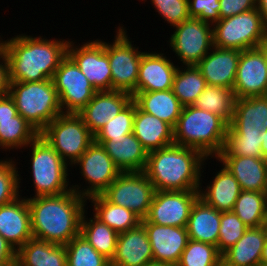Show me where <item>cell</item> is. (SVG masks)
I'll return each instance as SVG.
<instances>
[{"label": "cell", "instance_id": "cell-1", "mask_svg": "<svg viewBox=\"0 0 267 266\" xmlns=\"http://www.w3.org/2000/svg\"><path fill=\"white\" fill-rule=\"evenodd\" d=\"M86 202L74 190L57 196L28 197L33 237L65 246L80 234Z\"/></svg>", "mask_w": 267, "mask_h": 266}, {"label": "cell", "instance_id": "cell-2", "mask_svg": "<svg viewBox=\"0 0 267 266\" xmlns=\"http://www.w3.org/2000/svg\"><path fill=\"white\" fill-rule=\"evenodd\" d=\"M68 44L69 39H46L25 34L5 40L4 54L9 65L10 81L52 79L61 61L67 56Z\"/></svg>", "mask_w": 267, "mask_h": 266}, {"label": "cell", "instance_id": "cell-3", "mask_svg": "<svg viewBox=\"0 0 267 266\" xmlns=\"http://www.w3.org/2000/svg\"><path fill=\"white\" fill-rule=\"evenodd\" d=\"M208 159L196 149L172 144L149 152L143 172L156 191L199 190Z\"/></svg>", "mask_w": 267, "mask_h": 266}, {"label": "cell", "instance_id": "cell-4", "mask_svg": "<svg viewBox=\"0 0 267 266\" xmlns=\"http://www.w3.org/2000/svg\"><path fill=\"white\" fill-rule=\"evenodd\" d=\"M228 123L219 115L184 106L173 128L174 144L200 151L206 158H216L223 150Z\"/></svg>", "mask_w": 267, "mask_h": 266}, {"label": "cell", "instance_id": "cell-5", "mask_svg": "<svg viewBox=\"0 0 267 266\" xmlns=\"http://www.w3.org/2000/svg\"><path fill=\"white\" fill-rule=\"evenodd\" d=\"M9 96L15 107L39 133L62 114L52 79L33 82L10 81Z\"/></svg>", "mask_w": 267, "mask_h": 266}, {"label": "cell", "instance_id": "cell-6", "mask_svg": "<svg viewBox=\"0 0 267 266\" xmlns=\"http://www.w3.org/2000/svg\"><path fill=\"white\" fill-rule=\"evenodd\" d=\"M28 146L32 150L30 168L35 188L33 197L57 196L71 191L68 164L50 144L38 135Z\"/></svg>", "mask_w": 267, "mask_h": 266}, {"label": "cell", "instance_id": "cell-7", "mask_svg": "<svg viewBox=\"0 0 267 266\" xmlns=\"http://www.w3.org/2000/svg\"><path fill=\"white\" fill-rule=\"evenodd\" d=\"M60 157L71 166L94 142V135L75 113H62L40 133Z\"/></svg>", "mask_w": 267, "mask_h": 266}, {"label": "cell", "instance_id": "cell-8", "mask_svg": "<svg viewBox=\"0 0 267 266\" xmlns=\"http://www.w3.org/2000/svg\"><path fill=\"white\" fill-rule=\"evenodd\" d=\"M266 40L267 28L257 8L213 25V46L218 48L244 51L260 47Z\"/></svg>", "mask_w": 267, "mask_h": 266}, {"label": "cell", "instance_id": "cell-9", "mask_svg": "<svg viewBox=\"0 0 267 266\" xmlns=\"http://www.w3.org/2000/svg\"><path fill=\"white\" fill-rule=\"evenodd\" d=\"M113 42H104L109 58L112 77V90H121L132 94L137 92L139 64L144 52L132 45L127 31L118 26Z\"/></svg>", "mask_w": 267, "mask_h": 266}, {"label": "cell", "instance_id": "cell-10", "mask_svg": "<svg viewBox=\"0 0 267 266\" xmlns=\"http://www.w3.org/2000/svg\"><path fill=\"white\" fill-rule=\"evenodd\" d=\"M79 165L81 176L86 180L87 188H81V184L72 185V190L80 196L89 197L102 194L109 185L122 173L107 154L105 149L93 142L81 157L72 164L71 168ZM80 189V190H79Z\"/></svg>", "mask_w": 267, "mask_h": 266}, {"label": "cell", "instance_id": "cell-11", "mask_svg": "<svg viewBox=\"0 0 267 266\" xmlns=\"http://www.w3.org/2000/svg\"><path fill=\"white\" fill-rule=\"evenodd\" d=\"M155 188L142 172H122L102 193L111 203L130 209L144 219L152 203Z\"/></svg>", "mask_w": 267, "mask_h": 266}, {"label": "cell", "instance_id": "cell-12", "mask_svg": "<svg viewBox=\"0 0 267 266\" xmlns=\"http://www.w3.org/2000/svg\"><path fill=\"white\" fill-rule=\"evenodd\" d=\"M169 44L183 66L197 65L213 48V25L188 18L174 26Z\"/></svg>", "mask_w": 267, "mask_h": 266}, {"label": "cell", "instance_id": "cell-13", "mask_svg": "<svg viewBox=\"0 0 267 266\" xmlns=\"http://www.w3.org/2000/svg\"><path fill=\"white\" fill-rule=\"evenodd\" d=\"M52 81L63 113L78 114L97 92L68 55L61 61Z\"/></svg>", "mask_w": 267, "mask_h": 266}, {"label": "cell", "instance_id": "cell-14", "mask_svg": "<svg viewBox=\"0 0 267 266\" xmlns=\"http://www.w3.org/2000/svg\"><path fill=\"white\" fill-rule=\"evenodd\" d=\"M199 198V190L155 191L147 216L141 221L187 227L190 211Z\"/></svg>", "mask_w": 267, "mask_h": 266}, {"label": "cell", "instance_id": "cell-15", "mask_svg": "<svg viewBox=\"0 0 267 266\" xmlns=\"http://www.w3.org/2000/svg\"><path fill=\"white\" fill-rule=\"evenodd\" d=\"M69 41L67 55L76 63L96 91H111L112 77L104 41H87L80 47Z\"/></svg>", "mask_w": 267, "mask_h": 266}, {"label": "cell", "instance_id": "cell-16", "mask_svg": "<svg viewBox=\"0 0 267 266\" xmlns=\"http://www.w3.org/2000/svg\"><path fill=\"white\" fill-rule=\"evenodd\" d=\"M233 93L236 99L267 95V60L261 46L241 51Z\"/></svg>", "mask_w": 267, "mask_h": 266}, {"label": "cell", "instance_id": "cell-17", "mask_svg": "<svg viewBox=\"0 0 267 266\" xmlns=\"http://www.w3.org/2000/svg\"><path fill=\"white\" fill-rule=\"evenodd\" d=\"M141 223L152 247L153 261L176 266L189 240L187 227L164 226L149 221Z\"/></svg>", "mask_w": 267, "mask_h": 266}, {"label": "cell", "instance_id": "cell-18", "mask_svg": "<svg viewBox=\"0 0 267 266\" xmlns=\"http://www.w3.org/2000/svg\"><path fill=\"white\" fill-rule=\"evenodd\" d=\"M132 100V94L125 91H97L78 115L92 134L95 135Z\"/></svg>", "mask_w": 267, "mask_h": 266}, {"label": "cell", "instance_id": "cell-19", "mask_svg": "<svg viewBox=\"0 0 267 266\" xmlns=\"http://www.w3.org/2000/svg\"><path fill=\"white\" fill-rule=\"evenodd\" d=\"M240 55L239 50L213 46L196 67L207 85L233 89Z\"/></svg>", "mask_w": 267, "mask_h": 266}, {"label": "cell", "instance_id": "cell-20", "mask_svg": "<svg viewBox=\"0 0 267 266\" xmlns=\"http://www.w3.org/2000/svg\"><path fill=\"white\" fill-rule=\"evenodd\" d=\"M0 235L16 251L33 237L30 209L25 196L0 206Z\"/></svg>", "mask_w": 267, "mask_h": 266}, {"label": "cell", "instance_id": "cell-21", "mask_svg": "<svg viewBox=\"0 0 267 266\" xmlns=\"http://www.w3.org/2000/svg\"><path fill=\"white\" fill-rule=\"evenodd\" d=\"M164 53L144 52L139 64L137 92L164 91L172 89L178 69ZM172 61V62H171Z\"/></svg>", "mask_w": 267, "mask_h": 266}, {"label": "cell", "instance_id": "cell-22", "mask_svg": "<svg viewBox=\"0 0 267 266\" xmlns=\"http://www.w3.org/2000/svg\"><path fill=\"white\" fill-rule=\"evenodd\" d=\"M152 261V247L142 223L118 235L110 266H144Z\"/></svg>", "mask_w": 267, "mask_h": 266}, {"label": "cell", "instance_id": "cell-23", "mask_svg": "<svg viewBox=\"0 0 267 266\" xmlns=\"http://www.w3.org/2000/svg\"><path fill=\"white\" fill-rule=\"evenodd\" d=\"M94 142L105 149L121 172L144 171L148 153L133 132L111 140H94Z\"/></svg>", "mask_w": 267, "mask_h": 266}, {"label": "cell", "instance_id": "cell-24", "mask_svg": "<svg viewBox=\"0 0 267 266\" xmlns=\"http://www.w3.org/2000/svg\"><path fill=\"white\" fill-rule=\"evenodd\" d=\"M133 133L147 153L174 144L173 127L142 111L136 102Z\"/></svg>", "mask_w": 267, "mask_h": 266}, {"label": "cell", "instance_id": "cell-25", "mask_svg": "<svg viewBox=\"0 0 267 266\" xmlns=\"http://www.w3.org/2000/svg\"><path fill=\"white\" fill-rule=\"evenodd\" d=\"M232 173L244 191L264 192L267 162L250 156H217Z\"/></svg>", "mask_w": 267, "mask_h": 266}, {"label": "cell", "instance_id": "cell-26", "mask_svg": "<svg viewBox=\"0 0 267 266\" xmlns=\"http://www.w3.org/2000/svg\"><path fill=\"white\" fill-rule=\"evenodd\" d=\"M267 235V225L250 227L222 256L227 266H259Z\"/></svg>", "mask_w": 267, "mask_h": 266}, {"label": "cell", "instance_id": "cell-27", "mask_svg": "<svg viewBox=\"0 0 267 266\" xmlns=\"http://www.w3.org/2000/svg\"><path fill=\"white\" fill-rule=\"evenodd\" d=\"M221 165L222 169L215 174L213 182L211 181L206 189H202L201 180L199 198L219 212H230L233 211L242 189L227 167L223 163Z\"/></svg>", "mask_w": 267, "mask_h": 266}, {"label": "cell", "instance_id": "cell-28", "mask_svg": "<svg viewBox=\"0 0 267 266\" xmlns=\"http://www.w3.org/2000/svg\"><path fill=\"white\" fill-rule=\"evenodd\" d=\"M228 128L232 132L267 130V95L236 99L234 116Z\"/></svg>", "mask_w": 267, "mask_h": 266}, {"label": "cell", "instance_id": "cell-29", "mask_svg": "<svg viewBox=\"0 0 267 266\" xmlns=\"http://www.w3.org/2000/svg\"><path fill=\"white\" fill-rule=\"evenodd\" d=\"M220 218L221 212L198 198L191 208L188 219L189 239L213 244L218 249Z\"/></svg>", "mask_w": 267, "mask_h": 266}, {"label": "cell", "instance_id": "cell-30", "mask_svg": "<svg viewBox=\"0 0 267 266\" xmlns=\"http://www.w3.org/2000/svg\"><path fill=\"white\" fill-rule=\"evenodd\" d=\"M16 266H67L66 248L32 237L17 251Z\"/></svg>", "mask_w": 267, "mask_h": 266}, {"label": "cell", "instance_id": "cell-31", "mask_svg": "<svg viewBox=\"0 0 267 266\" xmlns=\"http://www.w3.org/2000/svg\"><path fill=\"white\" fill-rule=\"evenodd\" d=\"M133 100L144 112L154 115L175 127L182 112L183 105L174 95L172 89L152 92H136Z\"/></svg>", "mask_w": 267, "mask_h": 266}, {"label": "cell", "instance_id": "cell-32", "mask_svg": "<svg viewBox=\"0 0 267 266\" xmlns=\"http://www.w3.org/2000/svg\"><path fill=\"white\" fill-rule=\"evenodd\" d=\"M94 205L93 216L118 234L131 230L141 223V218L130 209L109 202L102 194L88 198Z\"/></svg>", "mask_w": 267, "mask_h": 266}, {"label": "cell", "instance_id": "cell-33", "mask_svg": "<svg viewBox=\"0 0 267 266\" xmlns=\"http://www.w3.org/2000/svg\"><path fill=\"white\" fill-rule=\"evenodd\" d=\"M85 210L81 219L80 234L89 244L110 262L116 252L118 233L95 216L86 218Z\"/></svg>", "mask_w": 267, "mask_h": 266}, {"label": "cell", "instance_id": "cell-34", "mask_svg": "<svg viewBox=\"0 0 267 266\" xmlns=\"http://www.w3.org/2000/svg\"><path fill=\"white\" fill-rule=\"evenodd\" d=\"M235 101L233 89L207 85L193 105L219 115L230 124L234 116Z\"/></svg>", "mask_w": 267, "mask_h": 266}, {"label": "cell", "instance_id": "cell-35", "mask_svg": "<svg viewBox=\"0 0 267 266\" xmlns=\"http://www.w3.org/2000/svg\"><path fill=\"white\" fill-rule=\"evenodd\" d=\"M233 212L249 228L267 225V196L264 192L242 190Z\"/></svg>", "mask_w": 267, "mask_h": 266}, {"label": "cell", "instance_id": "cell-36", "mask_svg": "<svg viewBox=\"0 0 267 266\" xmlns=\"http://www.w3.org/2000/svg\"><path fill=\"white\" fill-rule=\"evenodd\" d=\"M183 67H178L175 73L172 91L183 106H189L195 103L207 84L196 65Z\"/></svg>", "mask_w": 267, "mask_h": 266}, {"label": "cell", "instance_id": "cell-37", "mask_svg": "<svg viewBox=\"0 0 267 266\" xmlns=\"http://www.w3.org/2000/svg\"><path fill=\"white\" fill-rule=\"evenodd\" d=\"M39 132L20 114L11 119L0 120V149L26 148Z\"/></svg>", "mask_w": 267, "mask_h": 266}, {"label": "cell", "instance_id": "cell-38", "mask_svg": "<svg viewBox=\"0 0 267 266\" xmlns=\"http://www.w3.org/2000/svg\"><path fill=\"white\" fill-rule=\"evenodd\" d=\"M262 132H232L227 129L223 150L218 156L262 158Z\"/></svg>", "mask_w": 267, "mask_h": 266}, {"label": "cell", "instance_id": "cell-39", "mask_svg": "<svg viewBox=\"0 0 267 266\" xmlns=\"http://www.w3.org/2000/svg\"><path fill=\"white\" fill-rule=\"evenodd\" d=\"M67 266H110V261L97 252L81 234L65 245Z\"/></svg>", "mask_w": 267, "mask_h": 266}, {"label": "cell", "instance_id": "cell-40", "mask_svg": "<svg viewBox=\"0 0 267 266\" xmlns=\"http://www.w3.org/2000/svg\"><path fill=\"white\" fill-rule=\"evenodd\" d=\"M221 262L217 246L189 239L176 266H218Z\"/></svg>", "mask_w": 267, "mask_h": 266}, {"label": "cell", "instance_id": "cell-41", "mask_svg": "<svg viewBox=\"0 0 267 266\" xmlns=\"http://www.w3.org/2000/svg\"><path fill=\"white\" fill-rule=\"evenodd\" d=\"M134 116L135 101L132 100L94 135V140H111L132 133Z\"/></svg>", "mask_w": 267, "mask_h": 266}, {"label": "cell", "instance_id": "cell-42", "mask_svg": "<svg viewBox=\"0 0 267 266\" xmlns=\"http://www.w3.org/2000/svg\"><path fill=\"white\" fill-rule=\"evenodd\" d=\"M8 159H0V206L11 203L21 196L19 188L22 179L18 174L19 168L13 158Z\"/></svg>", "mask_w": 267, "mask_h": 266}, {"label": "cell", "instance_id": "cell-43", "mask_svg": "<svg viewBox=\"0 0 267 266\" xmlns=\"http://www.w3.org/2000/svg\"><path fill=\"white\" fill-rule=\"evenodd\" d=\"M248 228L233 211L221 212L218 252L222 255L231 248Z\"/></svg>", "mask_w": 267, "mask_h": 266}, {"label": "cell", "instance_id": "cell-44", "mask_svg": "<svg viewBox=\"0 0 267 266\" xmlns=\"http://www.w3.org/2000/svg\"><path fill=\"white\" fill-rule=\"evenodd\" d=\"M151 2L160 17L170 23L169 26L174 27L190 18L188 0H151Z\"/></svg>", "mask_w": 267, "mask_h": 266}, {"label": "cell", "instance_id": "cell-45", "mask_svg": "<svg viewBox=\"0 0 267 266\" xmlns=\"http://www.w3.org/2000/svg\"><path fill=\"white\" fill-rule=\"evenodd\" d=\"M190 18H198L214 25L221 17L219 0H188Z\"/></svg>", "mask_w": 267, "mask_h": 266}, {"label": "cell", "instance_id": "cell-46", "mask_svg": "<svg viewBox=\"0 0 267 266\" xmlns=\"http://www.w3.org/2000/svg\"><path fill=\"white\" fill-rule=\"evenodd\" d=\"M221 19L231 17L256 8V0H219Z\"/></svg>", "mask_w": 267, "mask_h": 266}, {"label": "cell", "instance_id": "cell-47", "mask_svg": "<svg viewBox=\"0 0 267 266\" xmlns=\"http://www.w3.org/2000/svg\"><path fill=\"white\" fill-rule=\"evenodd\" d=\"M17 251L0 235V266H16Z\"/></svg>", "mask_w": 267, "mask_h": 266}, {"label": "cell", "instance_id": "cell-48", "mask_svg": "<svg viewBox=\"0 0 267 266\" xmlns=\"http://www.w3.org/2000/svg\"><path fill=\"white\" fill-rule=\"evenodd\" d=\"M9 88H10L9 65L5 54H3L0 57V97L8 95Z\"/></svg>", "mask_w": 267, "mask_h": 266}, {"label": "cell", "instance_id": "cell-49", "mask_svg": "<svg viewBox=\"0 0 267 266\" xmlns=\"http://www.w3.org/2000/svg\"><path fill=\"white\" fill-rule=\"evenodd\" d=\"M16 115H18V110L9 94L0 97V120L11 119Z\"/></svg>", "mask_w": 267, "mask_h": 266}, {"label": "cell", "instance_id": "cell-50", "mask_svg": "<svg viewBox=\"0 0 267 266\" xmlns=\"http://www.w3.org/2000/svg\"><path fill=\"white\" fill-rule=\"evenodd\" d=\"M256 8L262 17L265 27L267 28V0H256Z\"/></svg>", "mask_w": 267, "mask_h": 266}, {"label": "cell", "instance_id": "cell-51", "mask_svg": "<svg viewBox=\"0 0 267 266\" xmlns=\"http://www.w3.org/2000/svg\"><path fill=\"white\" fill-rule=\"evenodd\" d=\"M262 143H261V150H262V158L267 162V130L262 131Z\"/></svg>", "mask_w": 267, "mask_h": 266}, {"label": "cell", "instance_id": "cell-52", "mask_svg": "<svg viewBox=\"0 0 267 266\" xmlns=\"http://www.w3.org/2000/svg\"><path fill=\"white\" fill-rule=\"evenodd\" d=\"M263 263H267V235H266V240L263 246V251H262V256H261V264Z\"/></svg>", "mask_w": 267, "mask_h": 266}, {"label": "cell", "instance_id": "cell-53", "mask_svg": "<svg viewBox=\"0 0 267 266\" xmlns=\"http://www.w3.org/2000/svg\"><path fill=\"white\" fill-rule=\"evenodd\" d=\"M144 266H173L171 264H168L166 262H157V261H152L150 263H147L146 265Z\"/></svg>", "mask_w": 267, "mask_h": 266}, {"label": "cell", "instance_id": "cell-54", "mask_svg": "<svg viewBox=\"0 0 267 266\" xmlns=\"http://www.w3.org/2000/svg\"><path fill=\"white\" fill-rule=\"evenodd\" d=\"M1 39L2 38H0V57L4 54V49H5V40Z\"/></svg>", "mask_w": 267, "mask_h": 266}, {"label": "cell", "instance_id": "cell-55", "mask_svg": "<svg viewBox=\"0 0 267 266\" xmlns=\"http://www.w3.org/2000/svg\"><path fill=\"white\" fill-rule=\"evenodd\" d=\"M261 47L265 50L267 60V40L261 45Z\"/></svg>", "mask_w": 267, "mask_h": 266}, {"label": "cell", "instance_id": "cell-56", "mask_svg": "<svg viewBox=\"0 0 267 266\" xmlns=\"http://www.w3.org/2000/svg\"><path fill=\"white\" fill-rule=\"evenodd\" d=\"M265 195L267 196V170H266V184H265V190H264Z\"/></svg>", "mask_w": 267, "mask_h": 266}, {"label": "cell", "instance_id": "cell-57", "mask_svg": "<svg viewBox=\"0 0 267 266\" xmlns=\"http://www.w3.org/2000/svg\"><path fill=\"white\" fill-rule=\"evenodd\" d=\"M218 266H227L223 262H221Z\"/></svg>", "mask_w": 267, "mask_h": 266}, {"label": "cell", "instance_id": "cell-58", "mask_svg": "<svg viewBox=\"0 0 267 266\" xmlns=\"http://www.w3.org/2000/svg\"><path fill=\"white\" fill-rule=\"evenodd\" d=\"M259 266H267V263L260 264Z\"/></svg>", "mask_w": 267, "mask_h": 266}]
</instances>
